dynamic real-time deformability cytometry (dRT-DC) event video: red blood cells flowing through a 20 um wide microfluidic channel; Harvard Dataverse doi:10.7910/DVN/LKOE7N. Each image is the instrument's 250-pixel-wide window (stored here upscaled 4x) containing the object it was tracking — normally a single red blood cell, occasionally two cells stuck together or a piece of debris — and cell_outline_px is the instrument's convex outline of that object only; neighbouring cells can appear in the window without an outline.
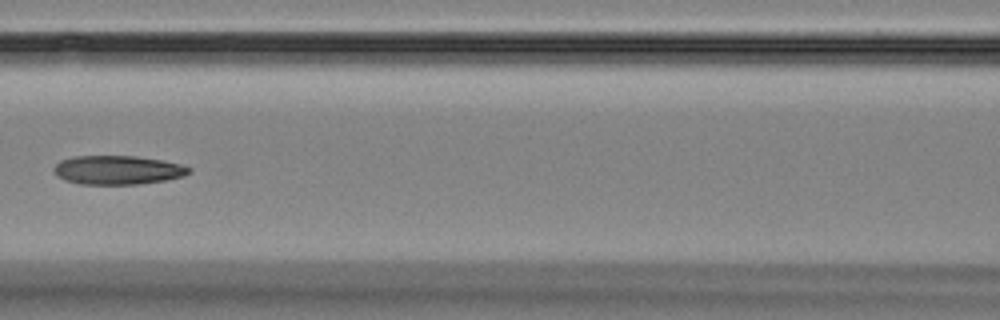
{"species": "Egyptian fruit bat (a non-hibernating species)", "species_latin": "Rousettus aegyptiacus", "temperature_condition": "room temperature", "stored_images_in_passage": 15, "segment_of_instrument_passage": [1, 2], "camera_frame_rate_fps": 3000, "um_per_image_px": 0.085, "animal": {"sex": "female"}, "frame": {"image": 1, "passage_image": 5, "time_ms": 5.667, "image_size_px": [1000, 320], "cell_outline_px": [[192, 172], [184, 176], [164, 180], [140, 184], [80, 184], [64, 180], [56, 176], [52, 168], [60, 160], [72, 156], [136, 156], [160, 160], [180, 164], [192, 168]], "centroid_in_image_um": [9.97, 14.45], "position_along_channel_um": 156.6, "area_um2": 22.89}}
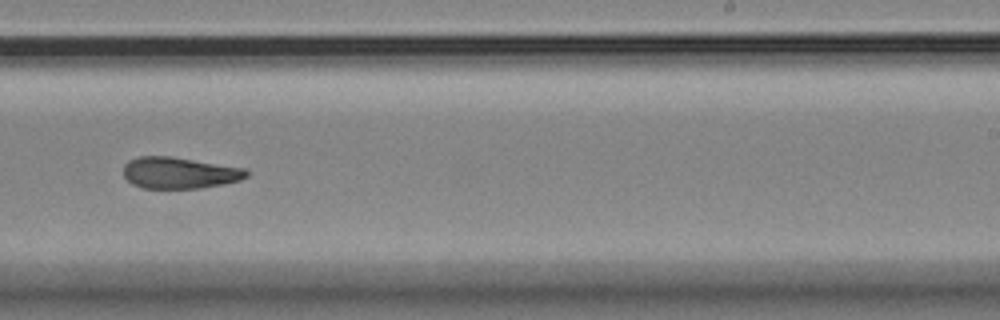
{"frame": {"image": 2, "passage_image": 8, "time_ms": 9.0, "image_size_px": [1000, 320], "cell_outline_px": [[248, 176], [240, 180], [224, 184], [200, 188], [144, 188], [132, 184], [124, 176], [124, 164], [128, 160], [136, 156], [172, 156], [244, 168], [248, 172]], "centroid_in_image_um": [15.23, 14.68], "position_along_channel_um": 273.8, "area_um2": 22.6}}
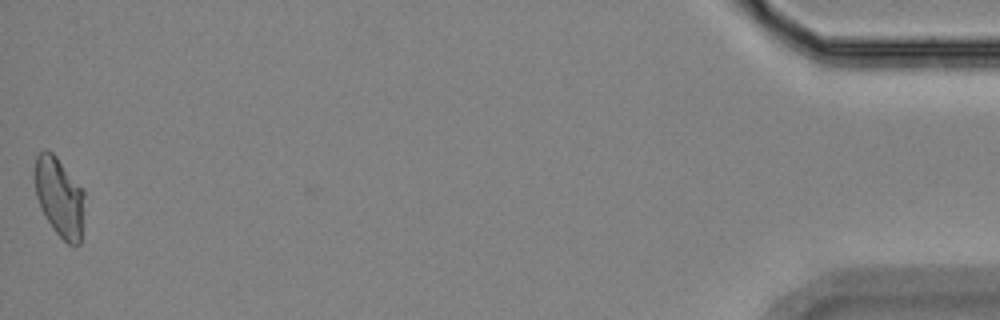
{"frame": {"image": 3, "passage_image": 14, "time_ms": 16.0, "image_size_px": [1000, 320], "cell_outline_px": [[84, 196], [80, 244], [68, 244], [52, 228], [36, 196], [36, 156], [44, 148], [52, 152], [56, 156], [84, 192]], "centroid_in_image_um": [5.06, 16.74], "position_along_channel_um": 430.1, "area_um2": 22.2}}